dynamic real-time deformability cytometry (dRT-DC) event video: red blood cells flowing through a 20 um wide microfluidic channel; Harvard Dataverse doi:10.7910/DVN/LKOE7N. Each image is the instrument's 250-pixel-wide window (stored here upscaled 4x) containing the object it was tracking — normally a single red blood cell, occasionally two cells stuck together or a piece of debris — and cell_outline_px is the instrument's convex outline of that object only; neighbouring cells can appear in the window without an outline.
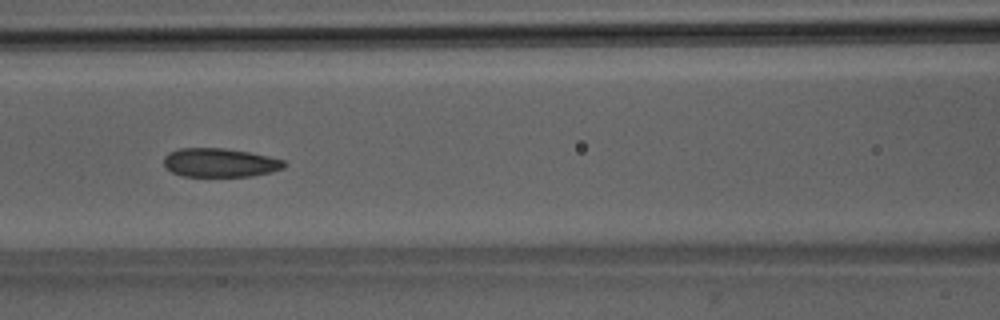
{"species": "Egyptian fruit bat (a non-hibernating species)", "species_latin": "Rousettus aegyptiacus", "temperature_condition": "room temperature", "stored_images_in_passage": 49, "camera_frame_rate_fps": 3000, "um_per_image_px": 0.085, "animal": {"sex": "male"}, "frame": {"image": 1, "passage_image": 21, "time_ms": 6.667, "image_size_px": [1000, 320], "cell_outline_px": [[288, 164], [284, 168], [252, 176], [184, 176], [172, 172], [164, 168], [164, 156], [168, 152], [180, 148], [224, 148], [248, 152], [268, 156], [284, 160]], "centroid_in_image_um": [18.67, 13.82], "position_along_channel_um": 147.9, "area_um2": 20.23}}
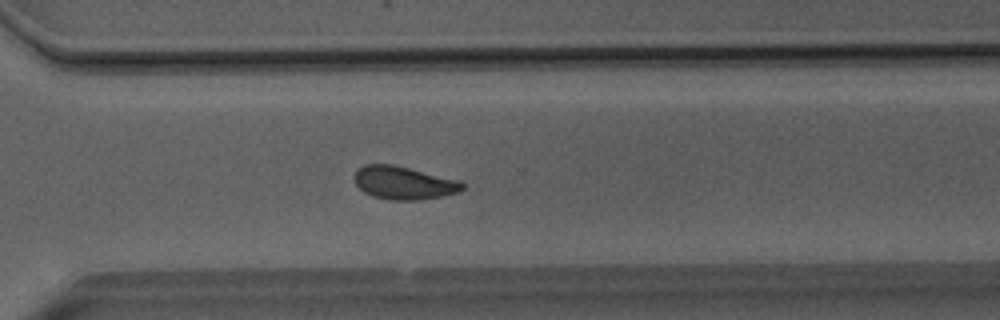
{"frame": {"image": 2, "passage_image": 35, "time_ms": 11.333, "image_size_px": [1000, 320], "cell_outline_px": [[464, 188], [460, 192], [440, 196], [416, 200], [392, 200], [372, 196], [364, 192], [356, 184], [356, 172], [364, 164], [392, 164], [460, 180], [464, 184]], "centroid_in_image_um": [34.35, 15.54], "position_along_channel_um": 336.3, "area_um2": 20.58}}
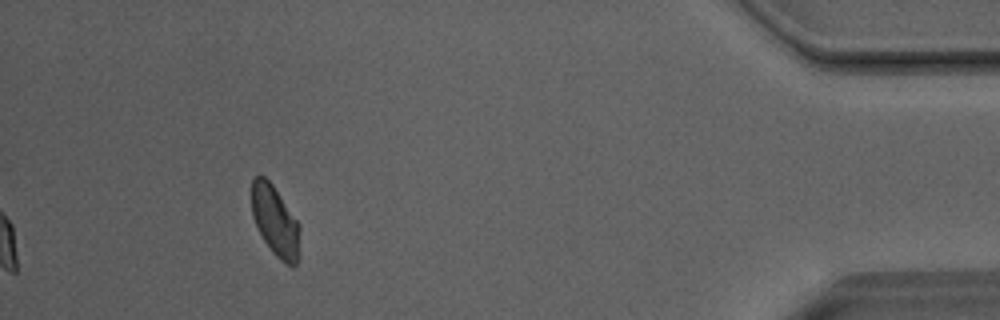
{"frame": {"image": 3, "passage_image": 45, "time_ms": 14.667, "image_size_px": [1000, 320], "cell_outline_px": [[300, 256], [296, 264], [292, 268], [280, 260], [272, 252], [264, 240], [252, 216], [252, 176], [264, 176], [272, 184], [300, 224]], "centroid_in_image_um": [23.43, 18.83], "position_along_channel_um": 411.8, "area_um2": 19.94}, "authors_computed_cell_mechanics": {"area_um2": 20.9814, "velocity_mm_per_s": 4.0461, "shape_relaxation_time_tau1_ms": 10.5552, "shape_relaxation_time_tau2_ms": 2.6898, "deformation_change_tau1": 0.1605, "deformation_change_tau2": 0.0683}}